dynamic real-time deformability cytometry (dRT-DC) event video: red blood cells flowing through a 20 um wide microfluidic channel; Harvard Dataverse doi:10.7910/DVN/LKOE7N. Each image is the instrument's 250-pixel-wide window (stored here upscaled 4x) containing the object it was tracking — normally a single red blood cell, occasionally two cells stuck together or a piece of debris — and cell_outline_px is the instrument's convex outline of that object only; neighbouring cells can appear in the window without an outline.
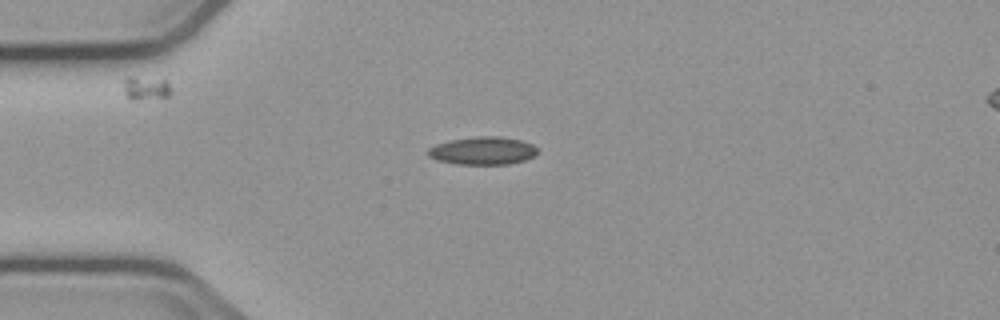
{"species": "common noctule bat (a hibernating species)", "species_latin": "Nyctalus noctula", "temperature_condition": "cold", "stored_images_in_passage": 2, "camera_frame_rate_fps": 3000, "um_per_image_px": 0.085, "animal": {"sex": "male", "body_mass_g": 23.1, "forearm_length_mm": 52.7}, "frame": {"image": 1, "passage_image": 1, "time_ms": 0.0, "image_size_px": [1000, 320], "cell_outline_px": [[536, 156], [524, 160], [508, 164], [456, 164], [436, 160], [428, 156], [424, 152], [428, 148], [436, 144], [448, 140], [476, 136], [500, 136], [520, 140], [532, 144], [536, 148]], "centroid_in_image_um": [40.98, 12.81], "position_along_channel_um": 44.0, "area_um2": 17.98}}